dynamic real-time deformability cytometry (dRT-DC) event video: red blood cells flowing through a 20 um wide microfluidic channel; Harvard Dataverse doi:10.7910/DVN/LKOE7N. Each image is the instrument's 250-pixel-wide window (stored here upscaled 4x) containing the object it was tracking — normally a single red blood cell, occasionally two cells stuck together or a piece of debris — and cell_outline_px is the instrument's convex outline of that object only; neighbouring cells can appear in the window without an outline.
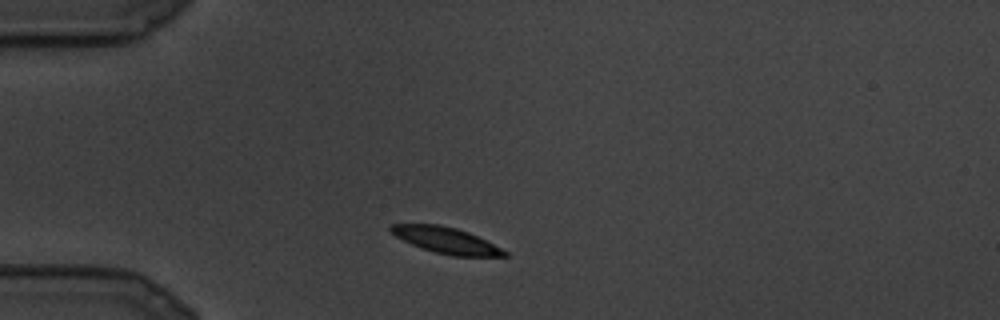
{"species": "common noctule bat (a hibernating species)", "species_latin": "Nyctalus noctula", "temperature_condition": "cold", "stored_images_in_passage": 9, "camera_frame_rate_fps": 3000, "um_per_image_px": 0.085, "animal": {"sex": "male", "body_mass_g": 19.5, "forearm_length_mm": 54.6}, "frame": {"image": 1, "passage_image": 1, "time_ms": 0.0, "image_size_px": [1000, 320], "cell_outline_px": [[508, 256], [452, 256], [436, 252], [412, 244], [396, 236], [388, 228], [392, 224], [440, 224], [456, 228], [468, 232], [508, 252]], "centroid_in_image_um": [37.91, 20.42], "position_along_channel_um": 47.1, "area_um2": 16.88}}
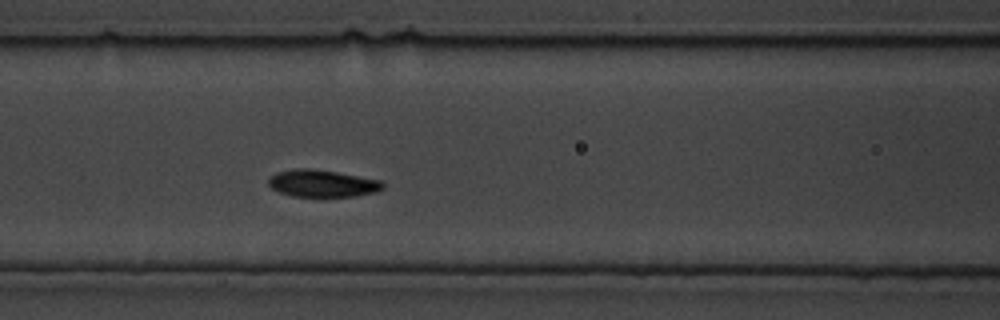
{"frame": {"image": 2, "passage_image": 6, "time_ms": 1.667, "image_size_px": [1000, 320], "cell_outline_px": [[384, 188], [376, 192], [356, 196], [320, 200], [292, 196], [280, 192], [272, 188], [268, 184], [268, 180], [276, 172], [296, 168], [312, 168], [336, 172], [380, 180], [384, 184]], "centroid_in_image_um": [27.4, 15.64], "position_along_channel_um": 139.2, "area_um2": 18.9}}
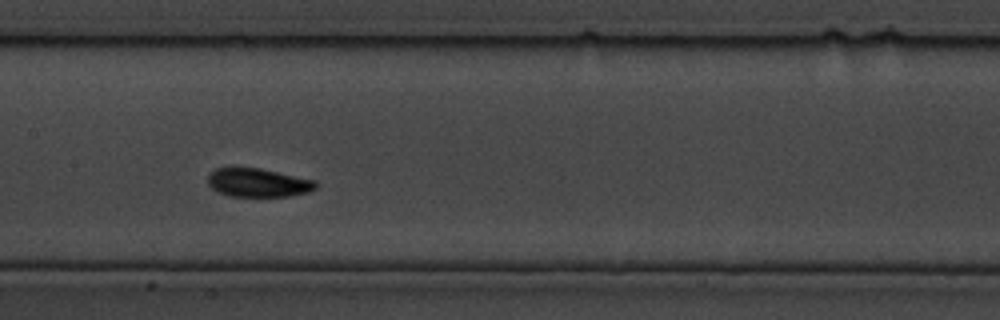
{"frame": {"image": 3, "passage_image": 8, "time_ms": 2.333, "image_size_px": [1000, 320], "cell_outline_px": [[316, 188], [308, 192], [288, 196], [228, 196], [212, 188], [208, 184], [208, 172], [216, 168], [260, 168], [316, 180]], "centroid_in_image_um": [21.92, 15.52], "position_along_channel_um": 185.5, "area_um2": 17.92}}